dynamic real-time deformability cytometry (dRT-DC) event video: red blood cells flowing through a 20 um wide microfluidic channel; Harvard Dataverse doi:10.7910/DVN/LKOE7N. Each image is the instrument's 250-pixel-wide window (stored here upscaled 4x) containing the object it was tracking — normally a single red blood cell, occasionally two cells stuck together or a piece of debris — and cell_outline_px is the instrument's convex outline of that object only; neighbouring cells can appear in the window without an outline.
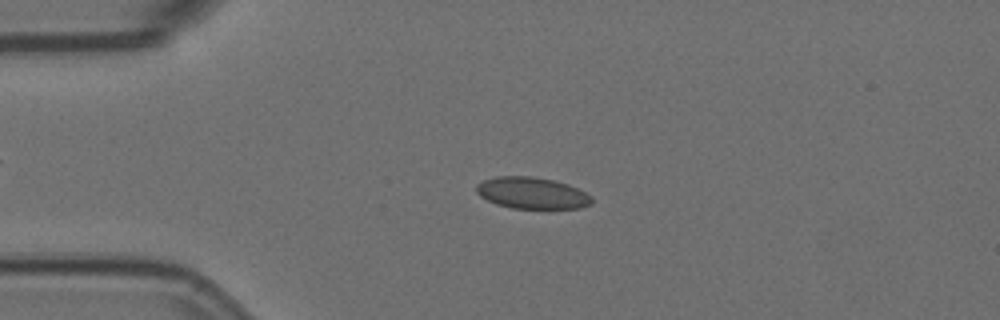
{"species": "Egyptian fruit bat (a non-hibernating species)", "species_latin": "Rousettus aegyptiacus", "temperature_condition": "room temperature", "stored_images_in_passage": 55, "camera_frame_rate_fps": 3000, "um_per_image_px": 0.085, "animal": {"sex": "female"}, "frame": {"image": 1, "passage_image": 12, "time_ms": 3.667, "image_size_px": [1000, 320], "cell_outline_px": [[592, 204], [580, 208], [512, 208], [496, 204], [480, 196], [476, 192], [476, 184], [484, 180], [496, 176], [532, 176], [552, 180], [568, 184], [592, 196]], "centroid_in_image_um": [45.2, 16.4], "position_along_channel_um": 39.8, "area_um2": 21.15}}
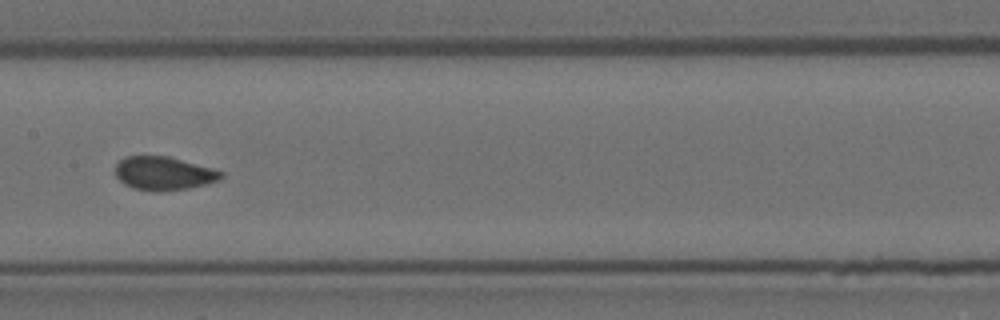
{"frame": {"image": 2, "passage_image": 27, "time_ms": 8.667, "image_size_px": [1000, 320], "cell_outline_px": [[224, 176], [220, 180], [188, 188], [156, 192], [132, 188], [124, 184], [116, 176], [116, 164], [120, 160], [128, 156], [168, 156], [212, 168], [224, 172]], "centroid_in_image_um": [13.92, 14.74], "position_along_channel_um": 193.5, "area_um2": 20.58}}
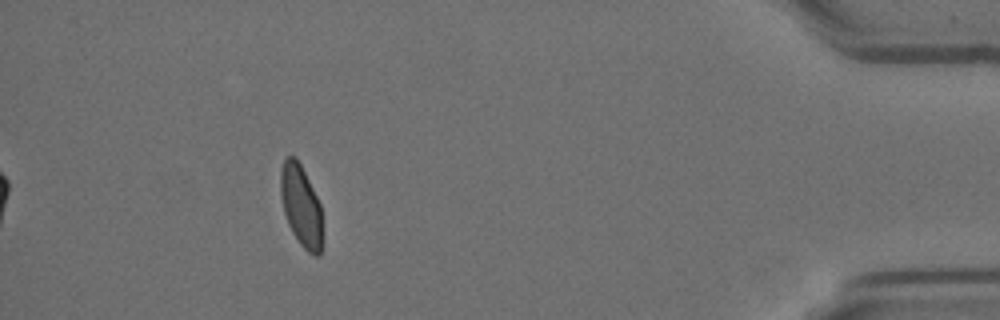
{"frame": {"image": 3, "passage_image": 50, "time_ms": 16.333, "image_size_px": [1000, 320], "cell_outline_px": [[324, 244], [320, 256], [316, 256], [308, 252], [300, 244], [292, 232], [288, 224], [284, 212], [280, 196], [280, 172], [284, 160], [288, 156], [296, 156], [320, 204], [324, 240]], "centroid_in_image_um": [25.61, 17.56], "position_along_channel_um": 409.6, "area_um2": 20.17}, "authors_computed_cell_mechanics": {"area_um2": 20.9814, "velocity_mm_per_s": 3.5913, "shape_relaxation_time_tau1_ms": null, "shape_relaxation_time_tau2_ms": 0.9021, "deformation_change_tau1": null, "deformation_change_tau2": 0.0563}}